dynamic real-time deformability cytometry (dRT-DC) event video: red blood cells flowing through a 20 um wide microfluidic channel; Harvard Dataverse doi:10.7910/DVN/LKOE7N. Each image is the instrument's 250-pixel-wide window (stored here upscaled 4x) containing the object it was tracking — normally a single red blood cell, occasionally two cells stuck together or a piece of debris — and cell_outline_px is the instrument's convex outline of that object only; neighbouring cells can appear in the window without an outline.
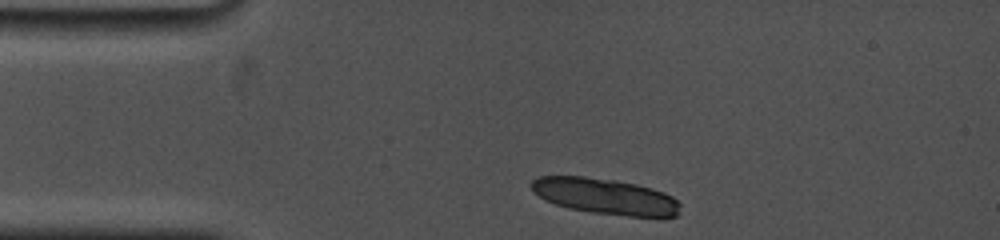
{"species": "common noctule bat (a hibernating species)", "species_latin": "Nyctalus noctula", "temperature_condition": "cold", "stored_images_in_passage": 3, "camera_frame_rate_fps": 5000, "um_per_image_px": 0.085, "animal": {"sex": "female", "body_mass_g": 19.0, "forearm_length_mm": 53.3}, "frame": {"image": 1, "passage_image": 1, "time_ms": 0.0, "image_size_px": [1000, 240], "cell_outline_px": [[680, 204], [676, 216], [660, 220], [592, 212], [568, 208], [544, 200], [528, 184], [536, 176], [584, 176], [612, 180], [636, 184], [652, 188], [664, 192], [672, 196]], "centroid_in_image_um": [51.5, 16.72], "position_along_channel_um": 33.5, "area_um2": 31.62}}